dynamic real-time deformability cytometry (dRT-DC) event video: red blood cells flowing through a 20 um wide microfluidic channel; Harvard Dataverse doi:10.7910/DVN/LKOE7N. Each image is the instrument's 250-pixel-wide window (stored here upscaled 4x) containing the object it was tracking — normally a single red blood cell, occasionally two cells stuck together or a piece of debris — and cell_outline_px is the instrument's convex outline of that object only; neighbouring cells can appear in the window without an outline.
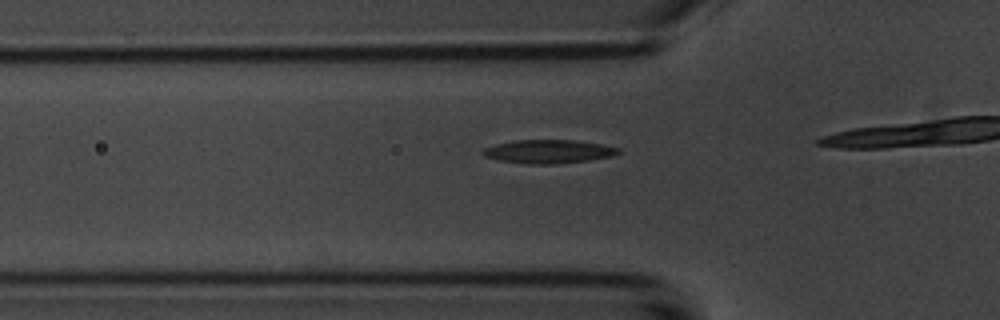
{"species": "common noctule bat (a hibernating species)", "species_latin": "Nyctalus noctula", "temperature_condition": "room temperature", "stored_images_in_passage": 6, "camera_frame_rate_fps": 3000, "um_per_image_px": 0.085, "animal": {"sex": "male", "body_mass_g": 20.1, "forearm_length_mm": 53.5}, "frame": {"image": 1, "passage_image": 2, "time_ms": 0.333, "image_size_px": [1000, 320], "cell_outline_px": [[620, 152], [612, 156], [588, 160], [556, 164], [528, 164], [500, 160], [484, 156], [480, 152], [484, 148], [496, 144], [516, 140], [572, 140], [600, 144], [620, 148]], "centroid_in_image_um": [46.6, 12.88], "position_along_channel_um": 79.2, "area_um2": 18.44}}
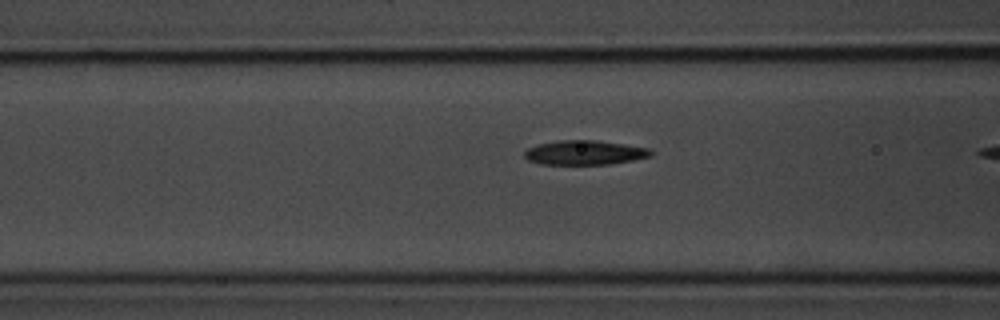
{"frame": {"image": 2, "passage_image": 5, "time_ms": 1.333, "image_size_px": [1000, 320], "cell_outline_px": [[652, 156], [612, 164], [540, 164], [528, 160], [524, 156], [524, 152], [528, 148], [536, 144], [560, 140], [596, 140], [648, 148], [652, 152]], "centroid_in_image_um": [49.66, 12.97], "position_along_channel_um": 116.9, "area_um2": 17.92}}